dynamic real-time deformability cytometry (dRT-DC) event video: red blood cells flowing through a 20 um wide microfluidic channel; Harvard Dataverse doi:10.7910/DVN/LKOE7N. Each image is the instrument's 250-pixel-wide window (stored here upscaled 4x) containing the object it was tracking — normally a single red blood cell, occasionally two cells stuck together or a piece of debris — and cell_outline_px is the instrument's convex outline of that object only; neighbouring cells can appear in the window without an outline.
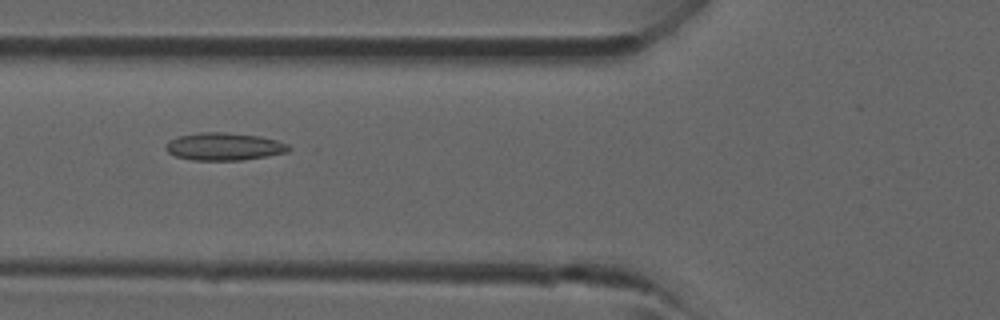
{"species": "common noctule bat (a hibernating species)", "species_latin": "Nyctalus noctula", "temperature_condition": "room temperature", "stored_images_in_passage": 6, "camera_frame_rate_fps": 3000, "um_per_image_px": 0.085, "animal": {"sex": "male", "forearm_length_mm": 52.5}, "frame": {"image": 1, "passage_image": 5, "time_ms": 4.667, "image_size_px": [1000, 320], "cell_outline_px": [[292, 148], [288, 152], [244, 160], [192, 160], [176, 156], [168, 152], [164, 148], [164, 144], [168, 140], [180, 136], [200, 132], [224, 132], [260, 136], [276, 140], [288, 144]], "centroid_in_image_um": [19.04, 12.45], "position_along_channel_um": 106.8, "area_um2": 19.88}}
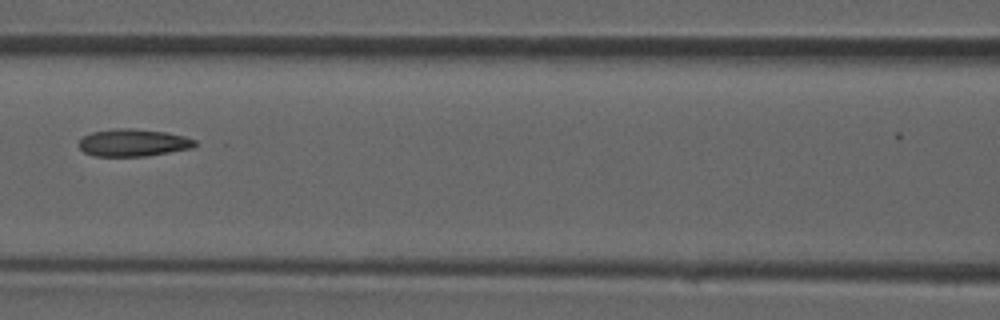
{"frame": {"image": 2, "passage_image": 6, "time_ms": 5.667, "image_size_px": [1000, 320], "cell_outline_px": [[196, 144], [192, 148], [148, 156], [92, 156], [84, 152], [76, 144], [84, 136], [92, 132], [116, 128], [128, 128], [164, 132], [184, 136], [196, 140]], "centroid_in_image_um": [11.29, 12.14], "position_along_channel_um": 155.3, "area_um2": 18.5}}